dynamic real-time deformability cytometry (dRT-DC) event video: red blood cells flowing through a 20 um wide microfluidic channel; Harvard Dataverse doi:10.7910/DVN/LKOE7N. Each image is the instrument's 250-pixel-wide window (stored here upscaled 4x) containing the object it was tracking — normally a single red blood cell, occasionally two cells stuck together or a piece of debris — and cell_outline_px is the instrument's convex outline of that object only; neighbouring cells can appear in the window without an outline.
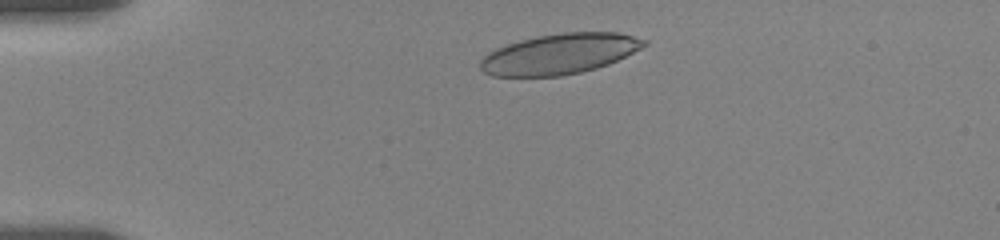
{"species": "human", "species_latin": "Homo sapiens", "temperature_condition": "room temperature", "stored_images_in_passage": 9, "camera_frame_rate_fps": 3000, "um_per_image_px": 0.085, "donor": {"sex": "female"}, "frame": {"image": 1, "passage_image": 2, "time_ms": 1.0, "image_size_px": [1000, 240], "cell_outline_px": [[648, 44], [608, 64], [596, 68], [580, 72], [560, 76], [492, 76], [484, 72], [480, 68], [480, 60], [488, 52], [496, 48], [520, 40], [536, 36], [564, 32], [616, 32], [648, 40]], "centroid_in_image_um": [47.53, 4.58], "position_along_channel_um": 37.5, "area_um2": 38.38}}
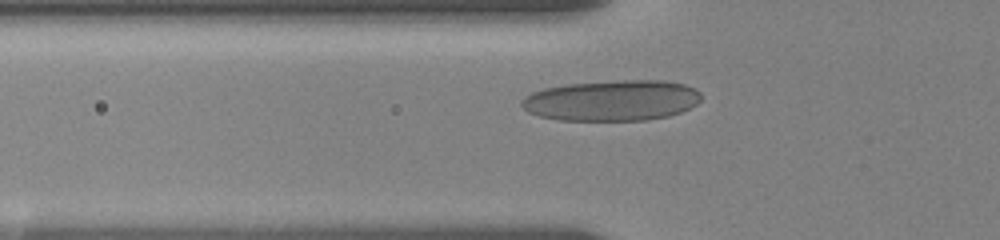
{"frame": {"image": 2, "passage_image": 8, "time_ms": 3.333, "image_size_px": [1000, 240], "cell_outline_px": [[700, 100], [696, 104], [680, 112], [668, 116], [648, 120], [560, 120], [540, 116], [528, 112], [520, 104], [520, 100], [524, 96], [532, 92], [544, 88], [568, 84], [624, 80], [664, 80], [684, 84], [696, 88], [700, 92]], "centroid_in_image_um": [52.01, 8.54], "position_along_channel_um": 73.8, "area_um2": 42.66}}